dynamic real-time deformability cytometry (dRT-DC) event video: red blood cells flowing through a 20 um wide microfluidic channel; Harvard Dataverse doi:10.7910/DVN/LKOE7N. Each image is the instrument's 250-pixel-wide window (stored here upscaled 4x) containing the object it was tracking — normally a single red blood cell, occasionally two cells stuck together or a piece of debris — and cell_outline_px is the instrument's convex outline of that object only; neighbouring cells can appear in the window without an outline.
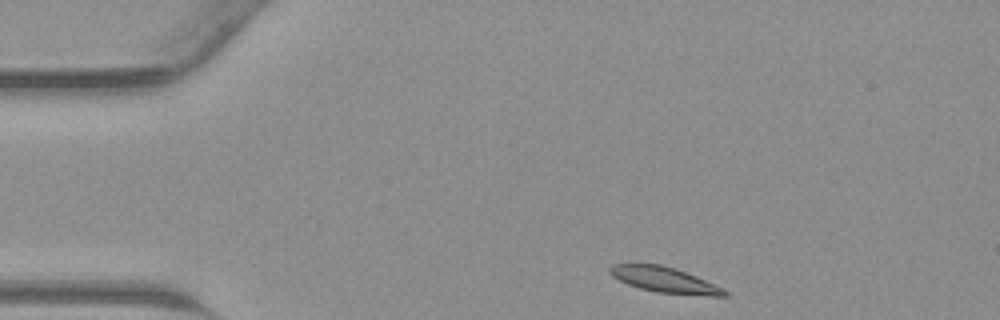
{"species": "common noctule bat (a hibernating species)", "species_latin": "Nyctalus noctula", "temperature_condition": "warm", "stored_images_in_passage": 38, "camera_frame_rate_fps": 3000, "um_per_image_px": 0.085, "animal": {"sex": "male", "body_mass_g": 23.1, "forearm_length_mm": 52.7}, "frame": {"image": 1, "passage_image": 1, "time_ms": 0.0, "image_size_px": [1000, 320], "cell_outline_px": [[728, 296], [712, 296], [656, 292], [640, 288], [628, 284], [612, 276], [608, 272], [608, 268], [612, 264], [660, 264], [696, 276], [724, 288], [728, 292]], "centroid_in_image_um": [56.49, 23.79], "position_along_channel_um": 28.5, "area_um2": 16.88}}
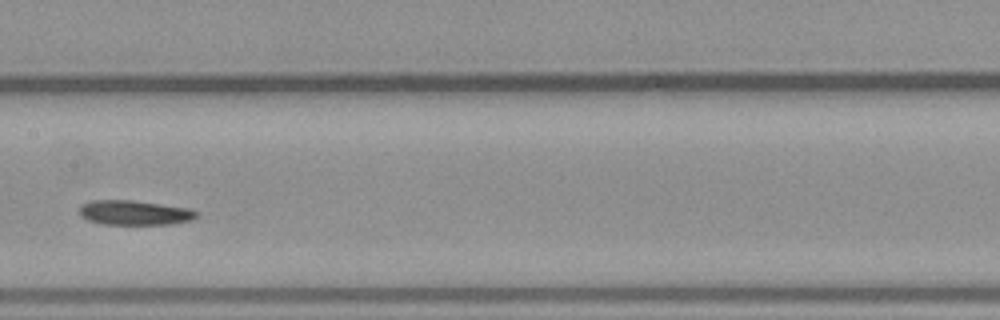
{"frame": {"image": 2, "passage_image": 16, "time_ms": 5.0, "image_size_px": [1000, 320], "cell_outline_px": [[196, 216], [192, 220], [172, 224], [104, 224], [88, 220], [80, 216], [80, 204], [88, 200], [132, 200], [192, 208], [196, 212]], "centroid_in_image_um": [11.41, 18.07], "position_along_channel_um": 196.0, "area_um2": 16.94}}
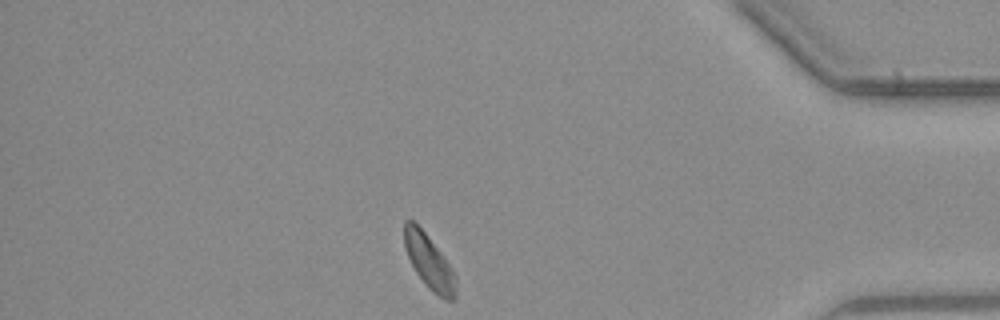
{"frame": {"image": 3, "passage_image": 32, "time_ms": 10.333, "image_size_px": [1000, 320], "cell_outline_px": [[456, 300], [444, 300], [432, 292], [428, 288], [416, 272], [408, 256], [404, 244], [404, 220], [412, 220], [424, 232], [452, 268], [456, 276]], "centroid_in_image_um": [36.49, 22.31], "position_along_channel_um": 398.7, "area_um2": 16.07}}